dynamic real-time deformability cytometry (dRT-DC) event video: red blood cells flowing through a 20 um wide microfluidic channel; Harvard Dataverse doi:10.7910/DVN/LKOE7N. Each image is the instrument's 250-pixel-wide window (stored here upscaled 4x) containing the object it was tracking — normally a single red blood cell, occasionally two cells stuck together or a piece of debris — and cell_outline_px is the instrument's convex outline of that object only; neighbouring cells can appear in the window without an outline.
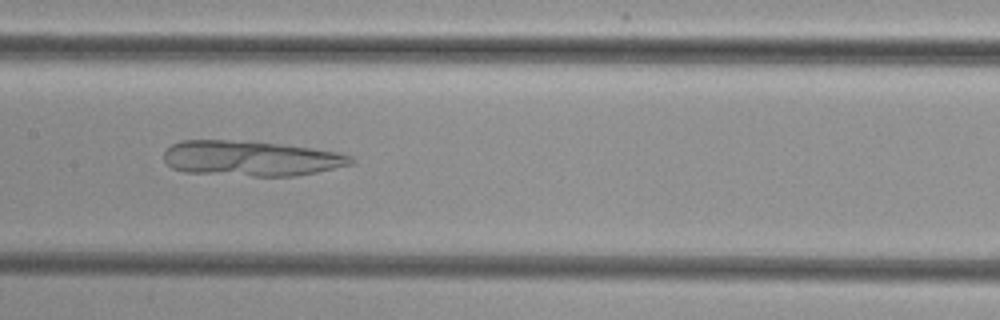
{"species": "common noctule bat (a hibernating species)", "species_latin": "Nyctalus noctula", "temperature_condition": "cold", "stored_images_in_passage": 50, "camera_frame_rate_fps": 3000, "um_per_image_px": 0.085, "animal": {"sex": "female", "body_mass_g": 29.2, "forearm_length_mm": 56.3}, "frame": {"image": 1, "passage_image": 27, "time_ms": 8.667, "image_size_px": [1000, 320], "cell_outline_px": [[356, 160], [352, 164], [316, 172], [296, 176], [252, 176], [184, 172], [172, 168], [164, 160], [164, 152], [172, 144], [180, 140], [228, 140], [280, 144], [336, 152], [348, 156]], "centroid_in_image_um": [21.28, 13.47], "position_along_channel_um": 186.1, "area_um2": 38.15}}
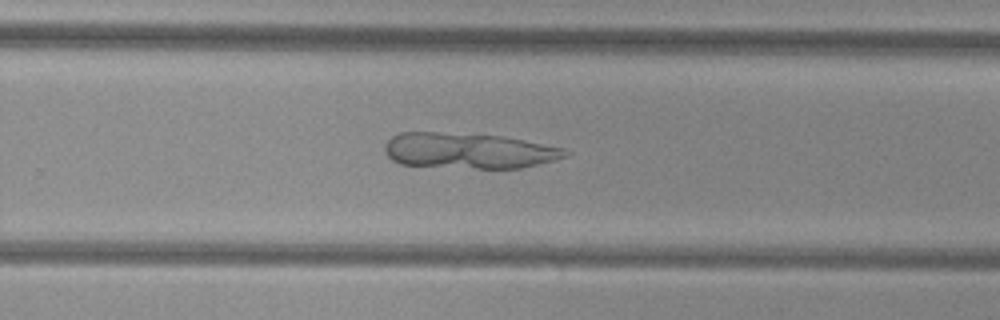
{"frame": {"image": 2, "passage_image": 35, "time_ms": 11.333, "image_size_px": [1000, 320], "cell_outline_px": [[572, 152], [568, 156], [520, 168], [476, 168], [400, 164], [392, 160], [384, 152], [384, 144], [392, 136], [400, 132], [436, 132], [504, 136], [564, 148]], "centroid_in_image_um": [39.82, 12.8], "position_along_channel_um": 290.0, "area_um2": 37.34}}
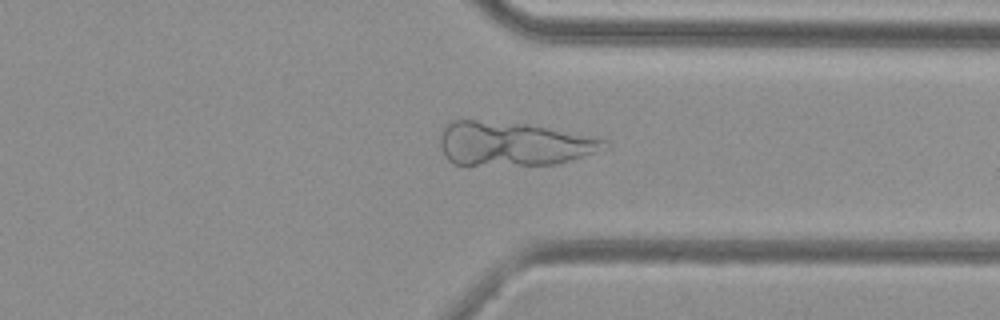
{"frame": {"image": 3, "passage_image": 41, "time_ms": 13.333, "image_size_px": [1000, 320], "cell_outline_px": [[608, 148], [556, 164], [452, 164], [444, 156], [440, 144], [440, 136], [444, 124], [452, 120], [476, 120], [524, 124], [596, 136], [608, 140]], "centroid_in_image_um": [43.62, 12.2], "position_along_channel_um": 367.8, "area_um2": 41.91}}